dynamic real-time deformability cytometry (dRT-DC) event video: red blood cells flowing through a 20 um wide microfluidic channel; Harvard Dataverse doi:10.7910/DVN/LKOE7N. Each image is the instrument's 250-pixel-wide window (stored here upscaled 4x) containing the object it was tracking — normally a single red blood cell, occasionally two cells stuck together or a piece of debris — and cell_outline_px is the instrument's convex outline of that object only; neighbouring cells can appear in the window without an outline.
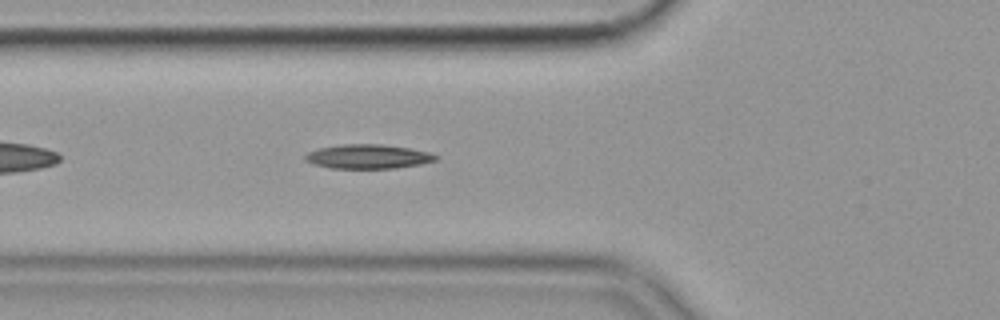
{"species": "common noctule bat (a hibernating species)", "species_latin": "Nyctalus noctula", "temperature_condition": "cold", "stored_images_in_passage": 43, "camera_frame_rate_fps": 3000, "um_per_image_px": 0.085, "animal": {"sex": "female", "body_mass_g": 19.9}, "frame": {"image": 1, "passage_image": 7, "time_ms": 2.0, "image_size_px": [1000, 320], "cell_outline_px": [[440, 156], [436, 160], [420, 164], [396, 168], [332, 168], [312, 164], [304, 160], [304, 156], [308, 152], [320, 148], [344, 144], [380, 144], [408, 148], [428, 152]], "centroid_in_image_um": [31.27, 13.31], "position_along_channel_um": 94.5, "area_um2": 18.32}, "authors_computed_cell_mechanics": {"area_um2": 17.3978, "velocity_mm_per_s": 3.5745, "shape_relaxation_time_tau1_ms": 7.0135, "shape_relaxation_time_tau2_ms": null, "deformation_change_tau1": 0.144, "deformation_change_tau2": null}}